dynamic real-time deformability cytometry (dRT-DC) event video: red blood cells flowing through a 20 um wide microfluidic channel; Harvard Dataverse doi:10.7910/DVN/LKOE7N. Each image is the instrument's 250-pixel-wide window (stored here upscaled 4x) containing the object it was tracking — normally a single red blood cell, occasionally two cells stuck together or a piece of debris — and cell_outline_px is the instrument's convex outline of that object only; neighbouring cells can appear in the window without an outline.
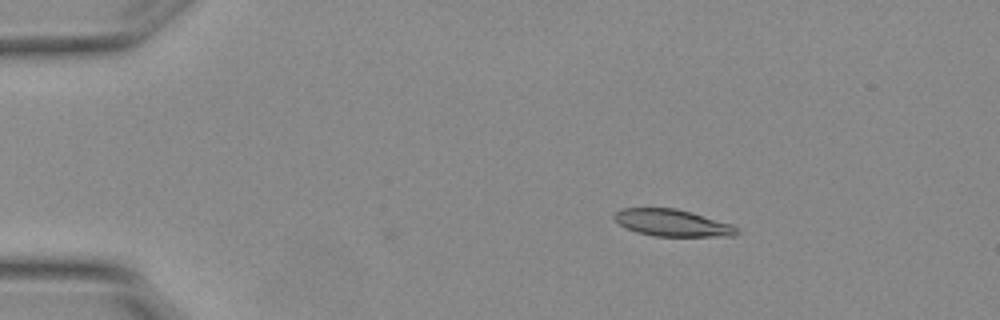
{"species": "Egyptian fruit bat (a non-hibernating species)", "species_latin": "Rousettus aegyptiacus", "temperature_condition": "warm", "stored_images_in_passage": 4, "camera_frame_rate_fps": 3000, "um_per_image_px": 0.085, "animal": {"sex": "female"}, "frame": {"image": 1, "passage_image": 2, "time_ms": 0.333, "image_size_px": [1000, 320], "cell_outline_px": [[740, 232], [736, 236], [656, 236], [640, 232], [628, 228], [620, 224], [612, 216], [620, 208], [676, 208], [692, 212], [732, 224]], "centroid_in_image_um": [57.18, 18.93], "position_along_channel_um": 27.8, "area_um2": 19.07}}